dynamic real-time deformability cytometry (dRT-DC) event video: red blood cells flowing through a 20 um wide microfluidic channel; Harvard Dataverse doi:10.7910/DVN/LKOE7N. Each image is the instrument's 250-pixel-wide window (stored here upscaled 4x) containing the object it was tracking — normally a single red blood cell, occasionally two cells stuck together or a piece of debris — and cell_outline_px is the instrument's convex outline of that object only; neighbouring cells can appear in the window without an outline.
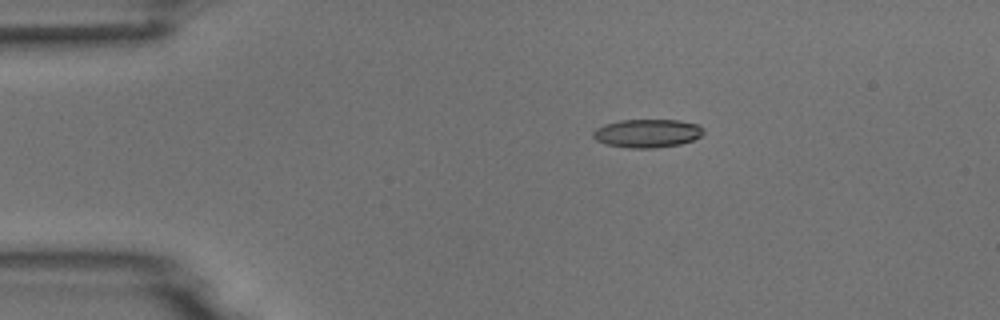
{"species": "common noctule bat (a hibernating species)", "species_latin": "Nyctalus noctula", "temperature_condition": "room temperature", "stored_images_in_passage": 2, "camera_frame_rate_fps": 3000, "um_per_image_px": 0.085, "animal": {"sex": "male", "body_mass_g": 18.8}, "frame": {"image": 1, "passage_image": 1, "time_ms": 0.0, "image_size_px": [1000, 320], "cell_outline_px": [[704, 132], [700, 136], [692, 140], [680, 144], [652, 148], [628, 148], [608, 144], [596, 140], [592, 136], [592, 132], [596, 128], [604, 124], [620, 120], [680, 120], [696, 124], [704, 128]], "centroid_in_image_um": [55.0, 11.32], "position_along_channel_um": 30.0, "area_um2": 18.21}}